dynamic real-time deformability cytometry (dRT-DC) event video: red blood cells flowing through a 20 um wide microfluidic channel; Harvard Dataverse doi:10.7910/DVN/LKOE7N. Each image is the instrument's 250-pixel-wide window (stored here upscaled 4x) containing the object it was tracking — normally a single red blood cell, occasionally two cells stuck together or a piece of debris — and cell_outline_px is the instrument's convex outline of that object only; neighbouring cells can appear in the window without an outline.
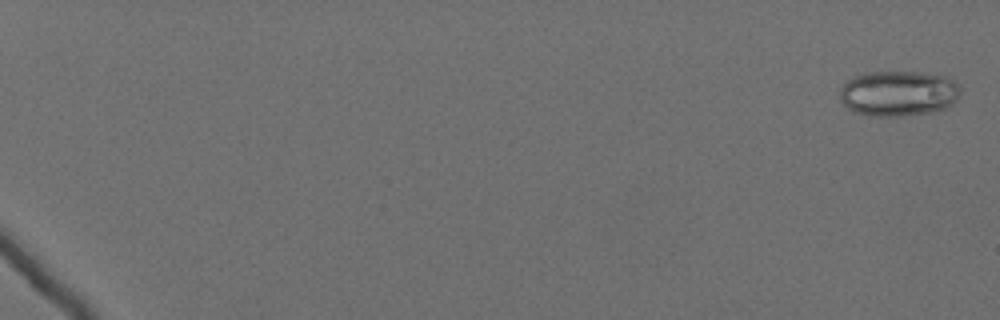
{"species": "Egyptian fruit bat (a non-hibernating species)", "species_latin": "Rousettus aegyptiacus", "temperature_condition": "cold", "stored_images_in_passage": 61, "camera_frame_rate_fps": 3000, "um_per_image_px": 0.085, "animal": {"sex": "female"}, "frame": {"image": 1, "passage_image": 2, "time_ms": 0.333, "image_size_px": [1000, 320], "cell_outline_px": [[960, 92], [956, 100], [952, 104], [944, 108], [932, 112], [900, 116], [868, 116], [856, 112], [848, 108], [840, 100], [840, 88], [852, 76], [864, 72], [916, 72], [944, 76], [952, 80], [960, 88]], "centroid_in_image_um": [76.33, 7.94], "position_along_channel_um": 8.7, "area_um2": 31.91}}
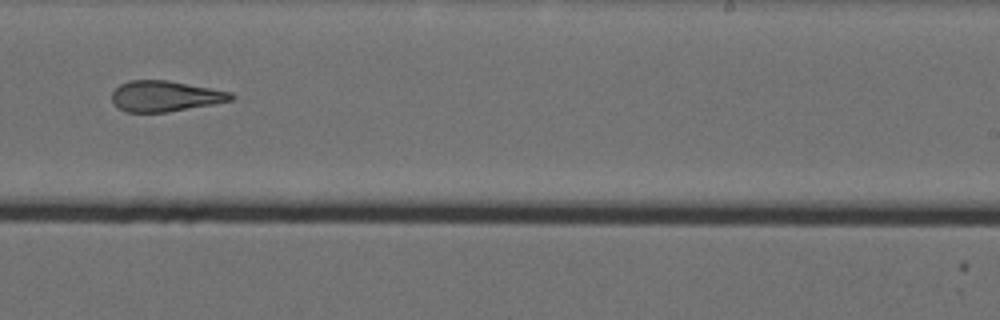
{"frame": {"image": 2, "passage_image": 43, "time_ms": 14.0, "image_size_px": [1000, 320], "cell_outline_px": [[236, 96], [232, 100], [212, 104], [168, 112], [124, 112], [116, 108], [112, 100], [112, 92], [120, 84], [128, 80], [168, 80], [232, 92]], "centroid_in_image_um": [14.01, 8.17], "position_along_channel_um": 275.0, "area_um2": 21.44}}
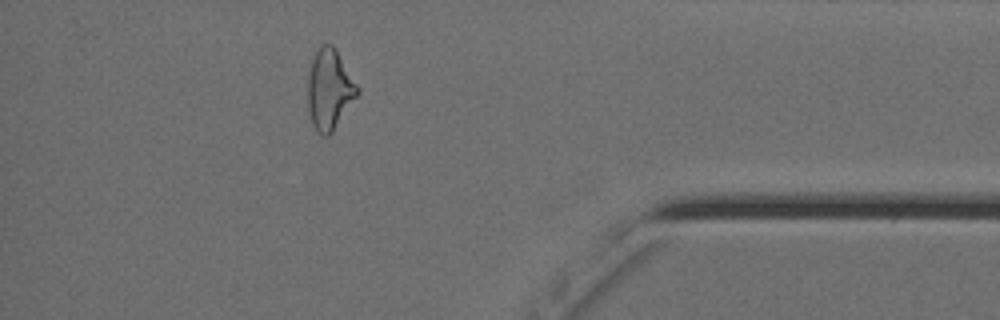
{"frame": {"image": 3, "passage_image": 56, "time_ms": 18.333, "image_size_px": [1000, 320], "cell_outline_px": [[360, 92], [332, 132], [328, 136], [320, 136], [316, 132], [312, 124], [308, 112], [308, 76], [312, 60], [320, 44], [332, 44], [336, 48], [360, 88]], "centroid_in_image_um": [28.01, 7.61], "position_along_channel_um": 407.2, "area_um2": 23.47}, "authors_computed_cell_mechanics": {"area_um2": 24.854, "velocity_mm_per_s": 3.582, "shape_relaxation_time_tau1_ms": null, "shape_relaxation_time_tau2_ms": 2.8372, "deformation_change_tau1": null, "deformation_change_tau2": 0.1279}}